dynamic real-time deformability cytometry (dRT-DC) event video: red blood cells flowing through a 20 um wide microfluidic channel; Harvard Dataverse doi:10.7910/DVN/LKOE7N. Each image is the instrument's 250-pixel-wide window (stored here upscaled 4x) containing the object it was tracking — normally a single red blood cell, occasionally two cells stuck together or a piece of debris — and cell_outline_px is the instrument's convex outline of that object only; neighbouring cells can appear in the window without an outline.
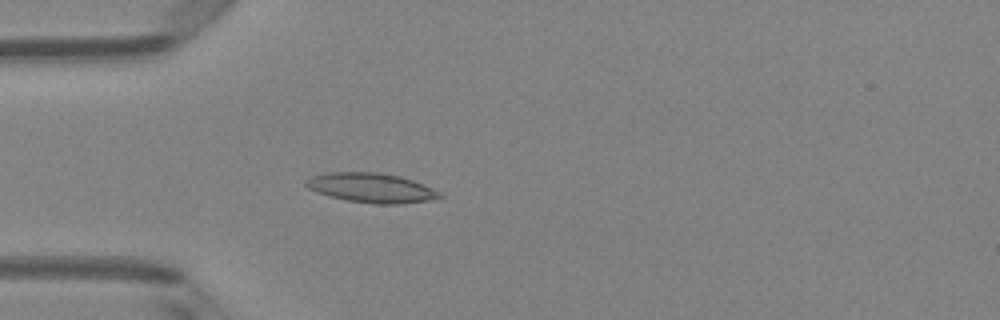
{"species": "Egyptian fruit bat (a non-hibernating species)", "species_latin": "Rousettus aegyptiacus", "temperature_condition": "room temperature", "stored_images_in_passage": 4, "camera_frame_rate_fps": 3000, "um_per_image_px": 0.085, "animal": {"sex": "female"}, "frame": {"image": 1, "passage_image": 4, "time_ms": 1.0, "image_size_px": [1000, 320], "cell_outline_px": [[444, 196], [428, 200], [400, 204], [376, 204], [348, 200], [328, 196], [316, 192], [308, 188], [304, 184], [304, 180], [312, 176], [328, 172], [380, 172], [400, 176], [424, 184], [440, 192]], "centroid_in_image_um": [31.54, 15.96], "position_along_channel_um": 53.5, "area_um2": 23.06}}